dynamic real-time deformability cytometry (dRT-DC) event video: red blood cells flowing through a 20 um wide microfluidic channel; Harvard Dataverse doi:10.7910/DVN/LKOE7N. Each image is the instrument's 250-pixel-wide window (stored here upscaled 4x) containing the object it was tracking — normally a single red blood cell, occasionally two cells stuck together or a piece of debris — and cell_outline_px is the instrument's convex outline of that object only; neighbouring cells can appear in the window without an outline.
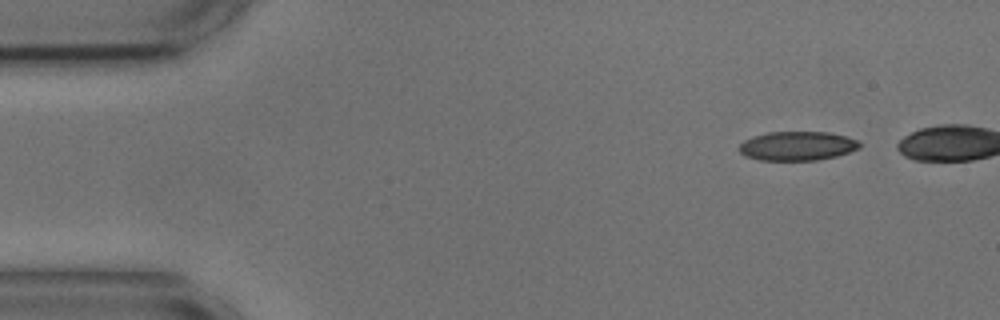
{"species": "common noctule bat (a hibernating species)", "species_latin": "Nyctalus noctula", "temperature_condition": "cold", "stored_images_in_passage": 43, "camera_frame_rate_fps": 3000, "um_per_image_px": 0.085, "animal": {"sex": "male", "body_mass_g": 17.9, "forearm_length_mm": 54.2}, "frame": {"image": 1, "passage_image": 1, "time_ms": 0.0, "image_size_px": [1000, 320], "cell_outline_px": [[860, 148], [836, 156], [816, 160], [760, 160], [744, 156], [740, 152], [740, 144], [744, 140], [752, 136], [768, 132], [828, 132], [844, 136], [856, 140], [860, 144]], "centroid_in_image_um": [67.73, 12.4], "position_along_channel_um": 17.3, "area_um2": 20.29}, "authors_computed_cell_mechanics": {"area_um2": 20.808, "velocity_mm_per_s": 3.6283, "shape_relaxation_time_tau1_ms": null, "shape_relaxation_time_tau2_ms": 2.5574, "deformation_change_tau1": null, "deformation_change_tau2": 0.0833}}